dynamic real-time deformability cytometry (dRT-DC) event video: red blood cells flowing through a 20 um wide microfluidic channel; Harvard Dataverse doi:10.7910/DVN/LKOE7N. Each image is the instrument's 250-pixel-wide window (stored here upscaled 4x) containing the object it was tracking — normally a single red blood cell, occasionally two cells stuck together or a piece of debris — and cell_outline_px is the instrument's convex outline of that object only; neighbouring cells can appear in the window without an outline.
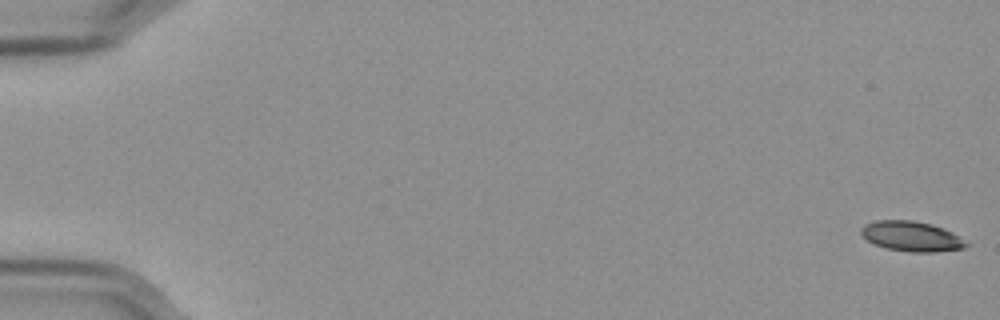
{"species": "Egyptian fruit bat (a non-hibernating species)", "species_latin": "Rousettus aegyptiacus", "temperature_condition": "cold", "stored_images_in_passage": 17, "camera_frame_rate_fps": 3000, "um_per_image_px": 0.085, "frame": {"image": 1, "passage_image": 1, "time_ms": 0.0, "image_size_px": [1000, 320], "cell_outline_px": [[968, 244], [964, 248], [932, 252], [912, 252], [888, 248], [876, 244], [868, 240], [860, 232], [860, 228], [864, 224], [876, 220], [912, 220], [932, 224], [952, 232]], "centroid_in_image_um": [77.45, 20.07], "position_along_channel_um": 7.6, "area_um2": 18.09}}
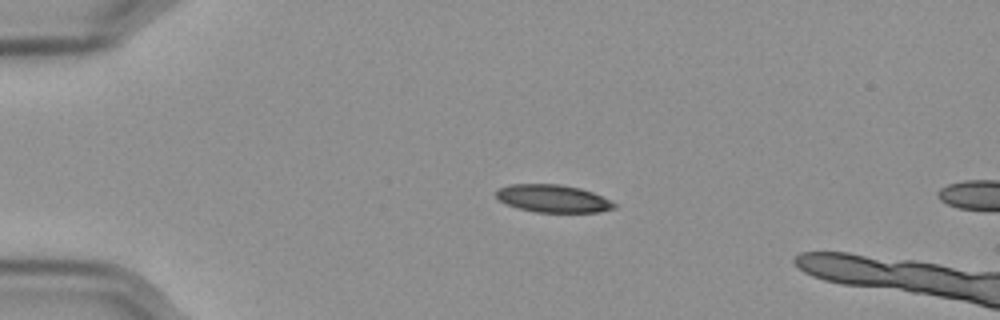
{"frame": {"image": 2, "passage_image": 14, "time_ms": 4.333, "image_size_px": [1000, 320], "cell_outline_px": [[616, 208], [600, 212], [536, 212], [516, 208], [504, 204], [496, 196], [496, 188], [508, 184], [560, 184], [580, 188], [592, 192], [616, 204]], "centroid_in_image_um": [46.94, 16.87], "position_along_channel_um": 38.1, "area_um2": 19.13}}